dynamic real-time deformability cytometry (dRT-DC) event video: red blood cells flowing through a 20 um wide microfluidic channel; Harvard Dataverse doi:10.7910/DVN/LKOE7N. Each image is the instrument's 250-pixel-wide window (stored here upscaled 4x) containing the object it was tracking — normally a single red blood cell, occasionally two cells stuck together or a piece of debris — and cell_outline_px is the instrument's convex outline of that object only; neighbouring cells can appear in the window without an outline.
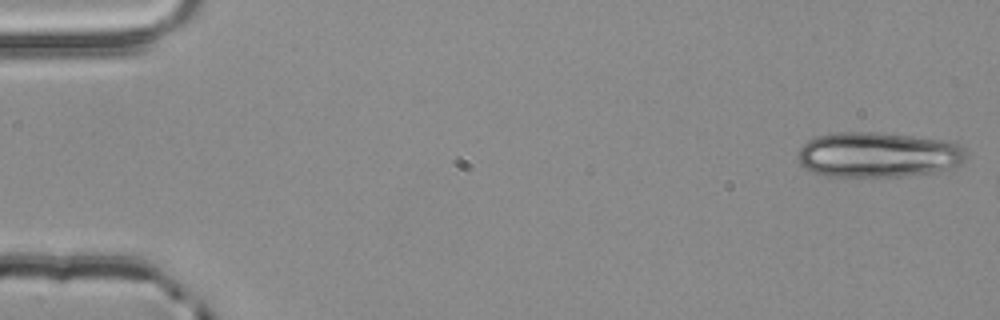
{"species": "common noctule bat (a hibernating species)", "species_latin": "Nyctalus noctula", "temperature_condition": "room temperature", "stored_images_in_passage": 15, "camera_frame_rate_fps": 3000, "um_per_image_px": 0.085, "animal": {"sex": "male", "body_mass_g": 20.4}, "frame": {"image": 1, "passage_image": 1, "time_ms": 0.0, "image_size_px": [1000, 320], "cell_outline_px": [[968, 152], [964, 164], [936, 172], [900, 176], [824, 176], [812, 172], [804, 168], [800, 164], [796, 156], [800, 148], [808, 140], [816, 136], [832, 132], [880, 132], [948, 140], [960, 144]], "centroid_in_image_um": [74.66, 13.14], "position_along_channel_um": 10.3, "area_um2": 45.14}}